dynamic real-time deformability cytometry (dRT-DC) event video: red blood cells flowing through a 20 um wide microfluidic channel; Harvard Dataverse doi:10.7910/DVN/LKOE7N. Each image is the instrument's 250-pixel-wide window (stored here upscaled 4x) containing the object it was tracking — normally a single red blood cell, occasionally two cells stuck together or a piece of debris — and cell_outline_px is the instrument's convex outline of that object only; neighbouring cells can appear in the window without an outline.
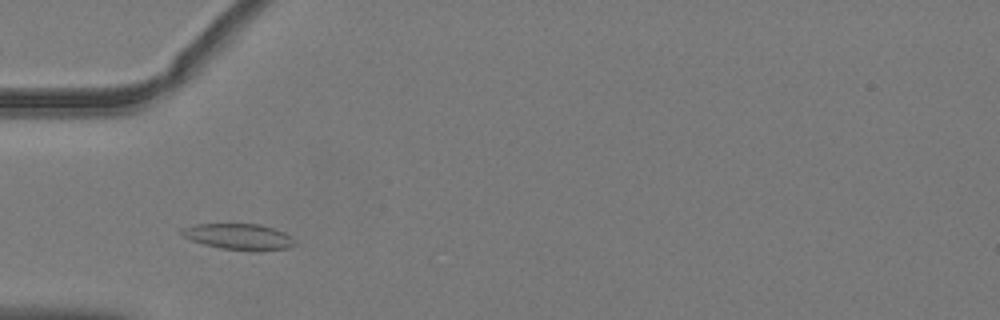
{"species": "common noctule bat (a hibernating species)", "species_latin": "Nyctalus noctula", "temperature_condition": "warm", "stored_images_in_passage": 22, "camera_frame_rate_fps": 3000, "um_per_image_px": 0.085, "animal": {"sex": "male", "body_mass_g": 19.2, "forearm_length_mm": 51.8}, "frame": {"image": 1, "passage_image": 7, "time_ms": 2.0, "image_size_px": [1000, 320], "cell_outline_px": [[296, 244], [288, 248], [260, 252], [252, 252], [220, 248], [204, 244], [192, 240], [184, 236], [180, 232], [184, 228], [192, 224], [260, 224], [276, 228], [292, 236]], "centroid_in_image_um": [20.38, 20.13], "position_along_channel_um": 64.6, "area_um2": 17.46}}
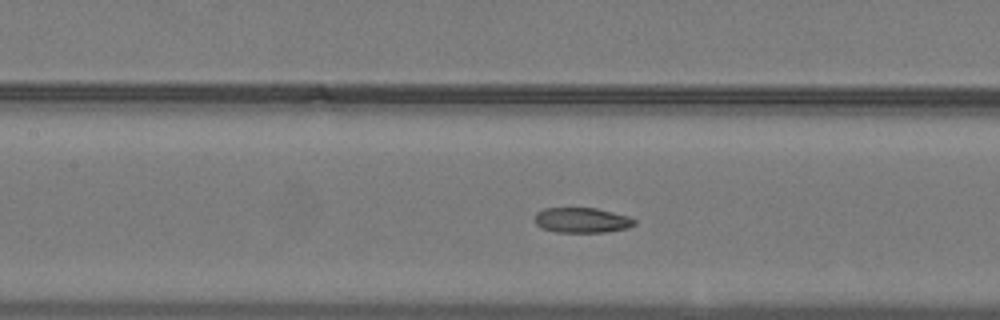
{"frame": {"image": 2, "passage_image": 14, "time_ms": 4.333, "image_size_px": [1000, 320], "cell_outline_px": [[636, 224], [628, 228], [604, 232], [556, 232], [540, 228], [532, 220], [532, 216], [536, 212], [544, 208], [596, 208], [628, 216], [636, 220]], "centroid_in_image_um": [49.4, 18.71], "position_along_channel_um": 158.0, "area_um2": 14.85}}
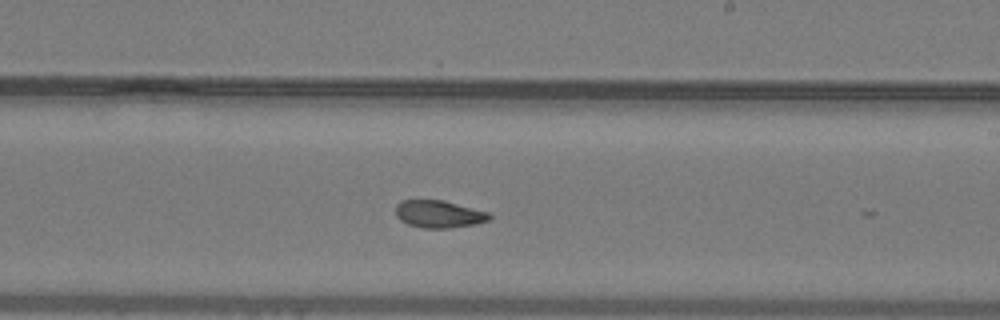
{"frame": {"image": 3, "passage_image": 21, "time_ms": 6.667, "image_size_px": [1000, 320], "cell_outline_px": [[492, 216], [488, 220], [472, 224], [448, 228], [424, 228], [408, 224], [400, 220], [396, 216], [396, 204], [404, 200], [444, 200], [488, 212]], "centroid_in_image_um": [37.28, 18.19], "position_along_channel_um": 251.7, "area_um2": 14.8}}